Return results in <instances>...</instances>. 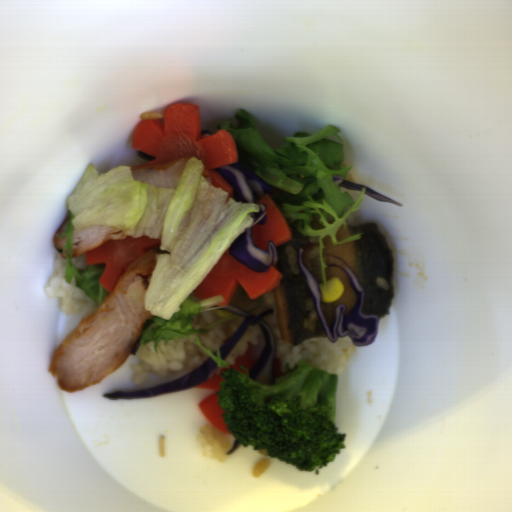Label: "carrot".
Masks as SVG:
<instances>
[{
	"mask_svg": "<svg viewBox=\"0 0 512 512\" xmlns=\"http://www.w3.org/2000/svg\"><path fill=\"white\" fill-rule=\"evenodd\" d=\"M164 123L158 120L142 121L132 136L135 151L155 156L154 160L131 166L132 169H165L179 161L197 158L202 161V175L213 186L234 197V187L215 168L238 161L236 142L227 129L202 136V114L198 104H171L164 108Z\"/></svg>",
	"mask_w": 512,
	"mask_h": 512,
	"instance_id": "carrot-1",
	"label": "carrot"
},
{
	"mask_svg": "<svg viewBox=\"0 0 512 512\" xmlns=\"http://www.w3.org/2000/svg\"><path fill=\"white\" fill-rule=\"evenodd\" d=\"M162 239L147 236H125L123 239L106 240L100 246L84 253L86 266L104 264L98 280L110 294L125 271L145 252L160 248Z\"/></svg>",
	"mask_w": 512,
	"mask_h": 512,
	"instance_id": "carrot-2",
	"label": "carrot"
},
{
	"mask_svg": "<svg viewBox=\"0 0 512 512\" xmlns=\"http://www.w3.org/2000/svg\"><path fill=\"white\" fill-rule=\"evenodd\" d=\"M255 361L251 355V344L250 341L246 342L245 352L241 356H237L232 365H229L227 368H217L214 375L204 381L199 386H193L194 388H202L209 389L212 392L206 396L201 402L198 404V409L202 413V415L206 418V420L216 429L224 433L225 435H229L228 424H226L223 420L224 409L219 405L217 392L220 390L221 382L226 381L223 377H221V373L227 370H237L242 373H249L252 367L255 365Z\"/></svg>",
	"mask_w": 512,
	"mask_h": 512,
	"instance_id": "carrot-3",
	"label": "carrot"
},
{
	"mask_svg": "<svg viewBox=\"0 0 512 512\" xmlns=\"http://www.w3.org/2000/svg\"><path fill=\"white\" fill-rule=\"evenodd\" d=\"M257 203L266 206L267 221L266 224H255L252 227L251 232L255 245L267 252L268 240L273 241L277 247L292 239L293 232L273 200L268 195H264Z\"/></svg>",
	"mask_w": 512,
	"mask_h": 512,
	"instance_id": "carrot-4",
	"label": "carrot"
},
{
	"mask_svg": "<svg viewBox=\"0 0 512 512\" xmlns=\"http://www.w3.org/2000/svg\"><path fill=\"white\" fill-rule=\"evenodd\" d=\"M274 372H275V379H276V378L281 377L283 375H287V374H289L292 371L288 369L285 372H283L282 371V362H281L280 358L275 357Z\"/></svg>",
	"mask_w": 512,
	"mask_h": 512,
	"instance_id": "carrot-5",
	"label": "carrot"
}]
</instances>
